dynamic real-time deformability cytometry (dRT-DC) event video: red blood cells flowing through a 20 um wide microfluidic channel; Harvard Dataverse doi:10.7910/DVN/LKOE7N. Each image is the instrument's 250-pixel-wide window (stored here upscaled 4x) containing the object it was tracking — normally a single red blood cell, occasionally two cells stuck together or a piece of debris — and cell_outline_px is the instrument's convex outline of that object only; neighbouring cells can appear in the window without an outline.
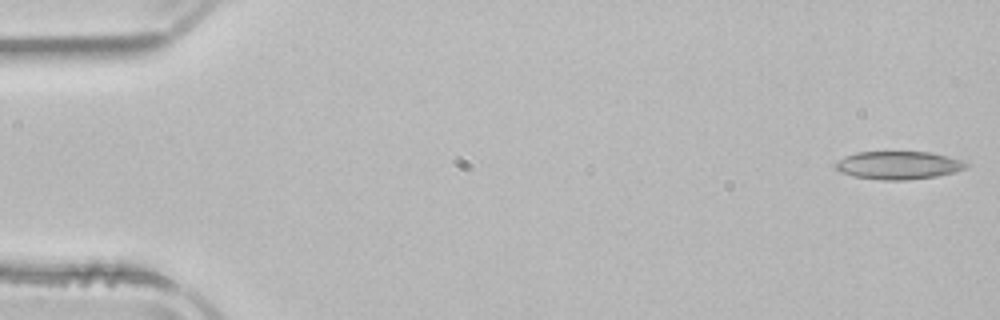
{"species": "common noctule bat (a hibernating species)", "species_latin": "Nyctalus noctula", "temperature_condition": "room temperature", "stored_images_in_passage": 39, "camera_frame_rate_fps": 3000, "um_per_image_px": 0.085, "animal": {"sex": "male", "body_mass_g": 21.5, "forearm_length_mm": 52.0}, "frame": {"image": 1, "passage_image": 1, "time_ms": 0.0, "image_size_px": [1000, 320], "cell_outline_px": [[972, 164], [968, 168], [956, 172], [936, 176], [908, 180], [880, 180], [852, 176], [840, 172], [832, 164], [844, 156], [856, 152], [932, 152], [964, 160]], "centroid_in_image_um": [76.4, 14.04], "position_along_channel_um": 8.6, "area_um2": 21.79}}
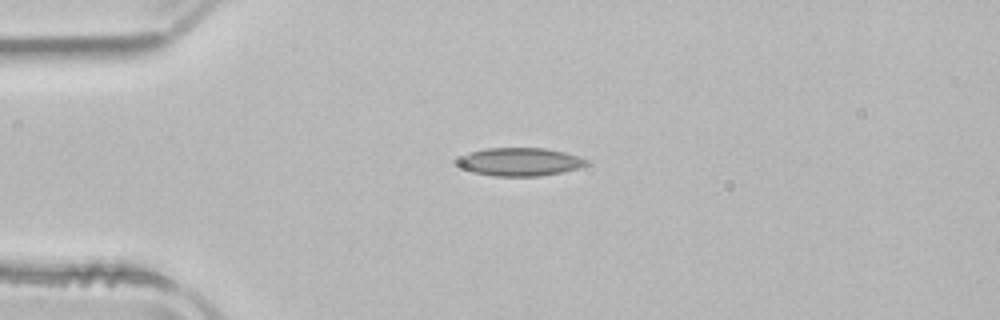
{"frame": {"image": 2, "passage_image": 12, "time_ms": 3.667, "image_size_px": [1000, 320], "cell_outline_px": [[588, 164], [580, 168], [564, 172], [540, 176], [492, 176], [472, 172], [456, 164], [456, 160], [460, 156], [484, 148], [544, 148], [564, 152], [580, 156], [588, 160]], "centroid_in_image_um": [44.21, 13.76], "position_along_channel_um": 40.8, "area_um2": 21.33}}